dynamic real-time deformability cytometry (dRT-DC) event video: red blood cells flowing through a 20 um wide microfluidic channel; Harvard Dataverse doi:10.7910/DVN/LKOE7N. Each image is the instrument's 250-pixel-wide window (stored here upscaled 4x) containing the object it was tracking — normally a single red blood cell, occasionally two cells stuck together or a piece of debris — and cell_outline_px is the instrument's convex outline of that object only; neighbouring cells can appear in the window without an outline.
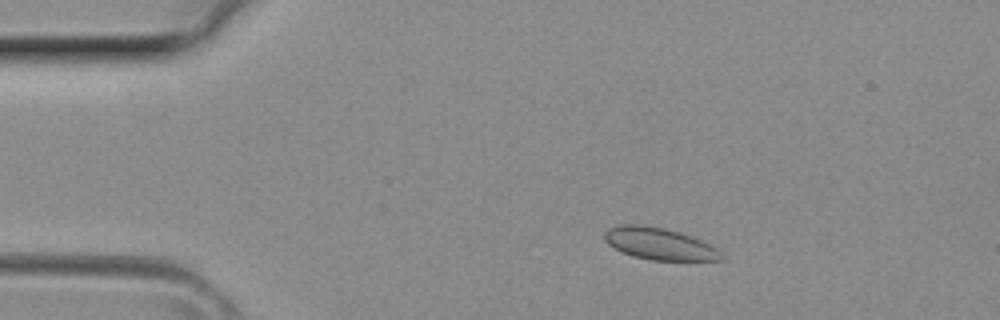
{"species": "common noctule bat (a hibernating species)", "species_latin": "Nyctalus noctula", "temperature_condition": "room temperature", "stored_images_in_passage": 3, "segment_of_instrument_passage": [1, 2], "camera_frame_rate_fps": 3000, "um_per_image_px": 0.085, "animal": {"sex": "female", "body_mass_g": 29.2, "forearm_length_mm": 56.3}, "frame": {"image": 1, "passage_image": 1, "time_ms": 0.0, "image_size_px": [1000, 320], "cell_outline_px": [[724, 260], [652, 260], [632, 256], [608, 244], [604, 240], [604, 232], [608, 228], [620, 224], [644, 224], [664, 228], [680, 232], [700, 240], [716, 248], [720, 252]], "centroid_in_image_um": [56.0, 20.7], "position_along_channel_um": 29.0, "area_um2": 21.62}}